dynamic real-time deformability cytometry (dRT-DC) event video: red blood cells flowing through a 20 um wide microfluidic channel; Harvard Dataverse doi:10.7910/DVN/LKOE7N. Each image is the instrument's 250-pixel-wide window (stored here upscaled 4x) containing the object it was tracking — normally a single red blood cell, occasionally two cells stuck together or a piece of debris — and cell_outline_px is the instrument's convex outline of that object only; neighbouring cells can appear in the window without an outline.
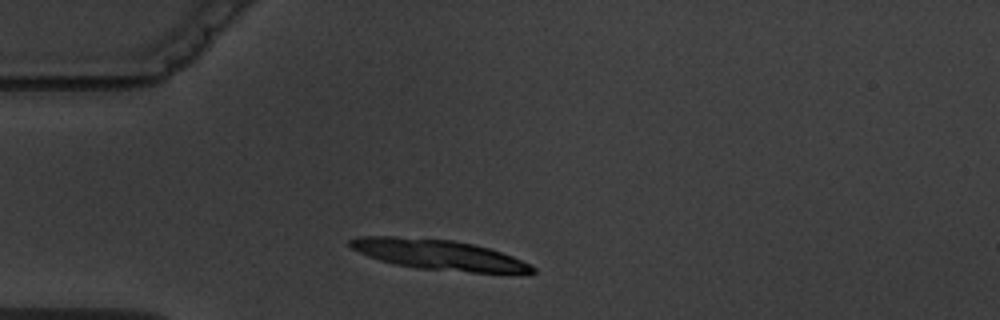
{"species": "common noctule bat (a hibernating species)", "species_latin": "Nyctalus noctula", "temperature_condition": "warm", "stored_images_in_passage": 8, "camera_frame_rate_fps": 3000, "um_per_image_px": 0.085, "animal": {"sex": "male", "body_mass_g": 19.5, "forearm_length_mm": 54.6}, "frame": {"image": 1, "passage_image": 1, "time_ms": 0.0, "image_size_px": [1000, 320], "cell_outline_px": [[536, 272], [472, 272], [416, 268], [396, 264], [380, 260], [368, 256], [352, 248], [348, 244], [348, 240], [356, 236], [392, 236], [452, 240], [472, 244], [488, 248], [512, 256], [532, 264], [536, 268]], "centroid_in_image_um": [37.24, 21.64], "position_along_channel_um": 47.8, "area_um2": 31.67}}
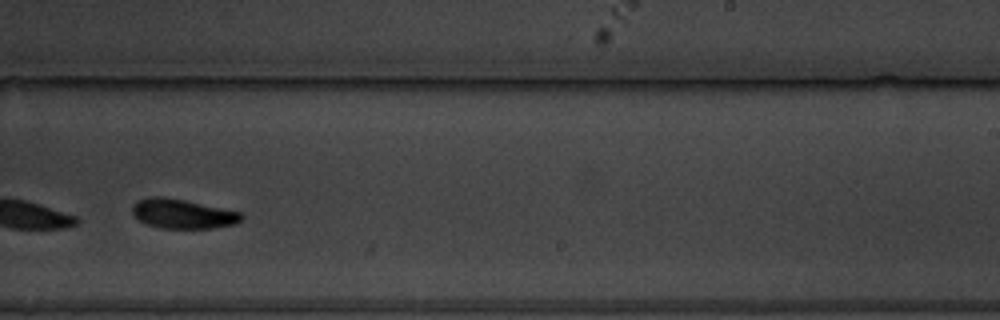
{"frame": {"image": 2, "passage_image": 7, "time_ms": 7.0, "image_size_px": [1000, 320], "cell_outline_px": [[244, 216], [236, 224], [212, 228], [160, 228], [144, 224], [132, 212], [132, 204], [140, 200], [152, 196], [164, 196], [184, 200], [240, 212]], "centroid_in_image_um": [15.51, 18.18], "position_along_channel_um": 273.5, "area_um2": 18.61}}